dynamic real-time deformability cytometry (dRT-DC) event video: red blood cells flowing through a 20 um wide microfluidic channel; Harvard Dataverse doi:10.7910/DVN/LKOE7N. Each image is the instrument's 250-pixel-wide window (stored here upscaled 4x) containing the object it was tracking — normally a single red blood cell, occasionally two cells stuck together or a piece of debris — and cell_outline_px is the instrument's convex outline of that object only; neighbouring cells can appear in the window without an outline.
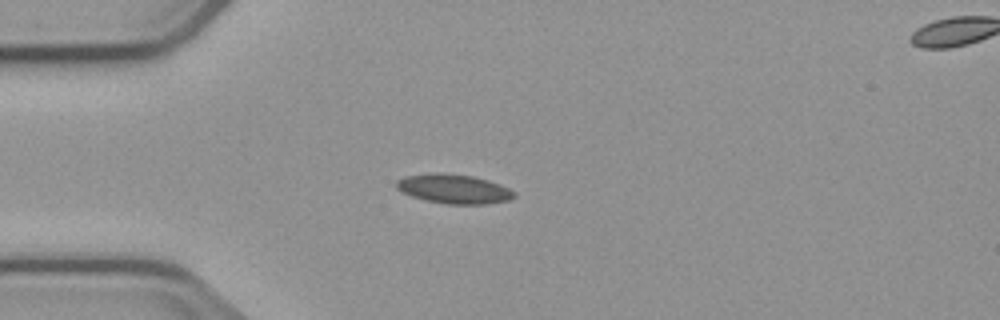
{"species": "common noctule bat (a hibernating species)", "species_latin": "Nyctalus noctula", "temperature_condition": "cold", "stored_images_in_passage": 5, "segment_of_instrument_passage": [1, 2], "camera_frame_rate_fps": 3000, "um_per_image_px": 0.085, "animal": {"sex": "male", "body_mass_g": 23.1, "forearm_length_mm": 52.7}, "frame": {"image": 1, "passage_image": 4, "time_ms": 3.333, "image_size_px": [1000, 320], "cell_outline_px": [[516, 196], [508, 200], [488, 204], [448, 204], [424, 200], [412, 196], [396, 188], [396, 180], [404, 176], [440, 172], [472, 176], [488, 180], [508, 188], [516, 192]], "centroid_in_image_um": [38.58, 16.06], "position_along_channel_um": 46.4, "area_um2": 20.06}}